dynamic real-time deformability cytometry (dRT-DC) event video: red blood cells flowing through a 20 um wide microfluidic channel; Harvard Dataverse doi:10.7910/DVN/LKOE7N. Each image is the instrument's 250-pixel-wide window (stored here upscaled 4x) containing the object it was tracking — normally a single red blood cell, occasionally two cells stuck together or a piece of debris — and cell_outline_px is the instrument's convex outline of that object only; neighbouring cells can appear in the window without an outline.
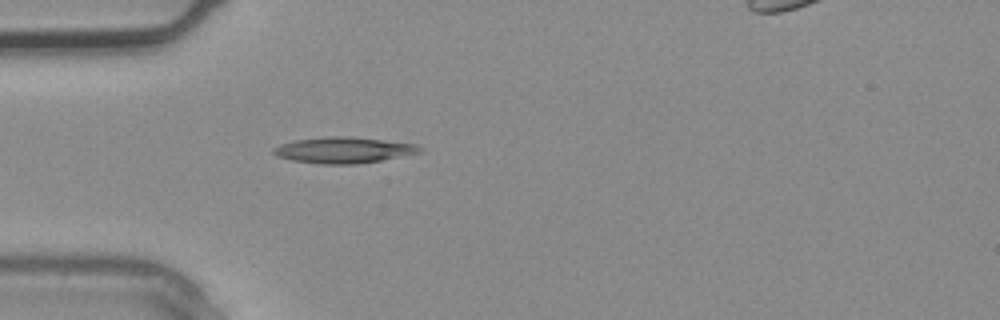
{"species": "common noctule bat (a hibernating species)", "species_latin": "Nyctalus noctula", "temperature_condition": "warm", "stored_images_in_passage": 4, "segment_of_instrument_passage": [1, 2], "camera_frame_rate_fps": 3000, "um_per_image_px": 0.085, "animal": {"sex": "male", "body_mass_g": 20.4}, "frame": {"image": 1, "passage_image": 3, "time_ms": 0.667, "image_size_px": [1000, 320], "cell_outline_px": [[424, 148], [420, 152], [380, 160], [356, 164], [320, 164], [292, 160], [276, 156], [272, 152], [272, 148], [280, 144], [296, 140], [328, 136], [348, 136], [416, 144]], "centroid_in_image_um": [29.16, 12.75], "position_along_channel_um": 55.8, "area_um2": 22.02}}